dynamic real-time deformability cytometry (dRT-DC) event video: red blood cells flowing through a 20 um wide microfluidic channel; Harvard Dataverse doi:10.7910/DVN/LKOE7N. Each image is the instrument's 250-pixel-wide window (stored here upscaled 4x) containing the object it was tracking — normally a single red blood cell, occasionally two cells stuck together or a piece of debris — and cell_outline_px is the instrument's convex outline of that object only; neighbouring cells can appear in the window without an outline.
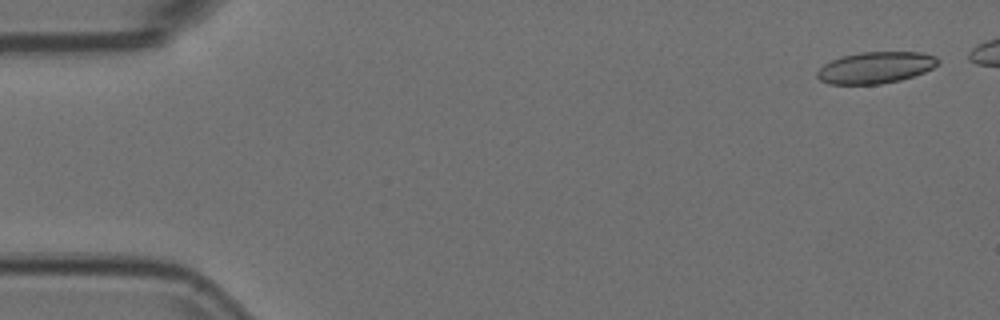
{"species": "Egyptian fruit bat (a non-hibernating species)", "species_latin": "Rousettus aegyptiacus", "temperature_condition": "room temperature", "stored_images_in_passage": 5, "camera_frame_rate_fps": 3000, "um_per_image_px": 0.085, "animal": {"sex": "female"}, "frame": {"image": 1, "passage_image": 1, "time_ms": 0.0, "image_size_px": [1000, 320], "cell_outline_px": [[940, 64], [924, 72], [900, 80], [880, 84], [828, 84], [820, 80], [816, 76], [816, 72], [824, 64], [832, 60], [844, 56], [860, 52], [920, 52], [936, 56], [940, 60]], "centroid_in_image_um": [74.44, 5.74], "position_along_channel_um": 10.6, "area_um2": 22.2}}
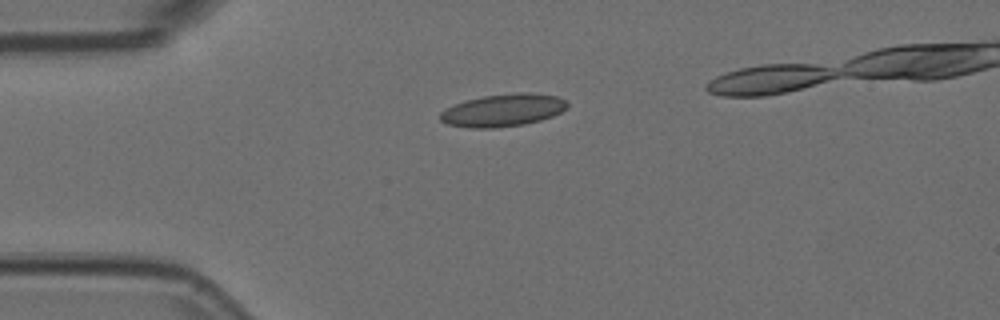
{"frame": {"image": 2, "passage_image": 4, "time_ms": 1.0, "image_size_px": [1000, 320], "cell_outline_px": [[568, 108], [552, 116], [540, 120], [524, 124], [496, 128], [468, 128], [448, 124], [440, 120], [440, 112], [464, 100], [484, 96], [516, 92], [532, 92], [556, 96], [564, 100], [568, 104]], "centroid_in_image_um": [42.76, 9.37], "position_along_channel_um": 42.2, "area_um2": 24.1}}